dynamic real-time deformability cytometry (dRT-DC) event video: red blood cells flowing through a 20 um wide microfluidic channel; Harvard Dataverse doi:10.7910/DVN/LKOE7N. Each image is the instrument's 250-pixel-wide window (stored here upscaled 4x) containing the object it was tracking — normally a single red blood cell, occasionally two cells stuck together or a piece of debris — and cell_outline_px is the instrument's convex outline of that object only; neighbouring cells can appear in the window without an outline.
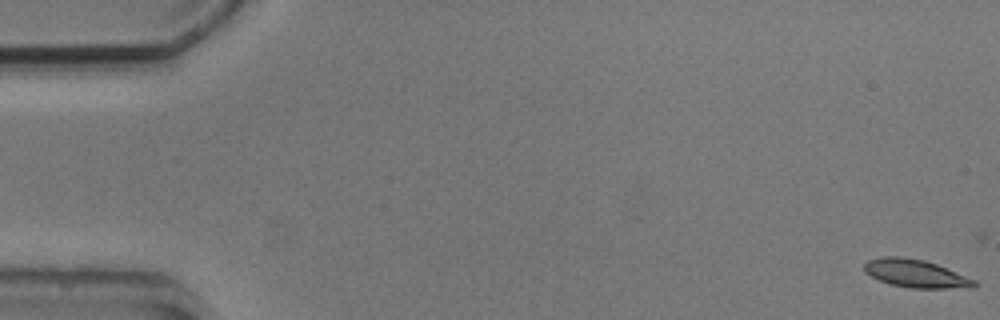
{"species": "common noctule bat (a hibernating species)", "species_latin": "Nyctalus noctula", "temperature_condition": "cold", "stored_images_in_passage": 5, "camera_frame_rate_fps": 3000, "um_per_image_px": 0.085, "animal": {"sex": "male", "body_mass_g": 20.5, "forearm_length_mm": 52.5}, "frame": {"image": 1, "passage_image": 1, "time_ms": 0.0, "image_size_px": [1000, 320], "cell_outline_px": [[980, 284], [976, 288], [908, 288], [892, 284], [880, 280], [864, 272], [864, 264], [868, 260], [884, 256], [900, 256], [924, 260], [936, 264], [976, 280]], "centroid_in_image_um": [77.88, 23.26], "position_along_channel_um": 7.1, "area_um2": 17.98}}